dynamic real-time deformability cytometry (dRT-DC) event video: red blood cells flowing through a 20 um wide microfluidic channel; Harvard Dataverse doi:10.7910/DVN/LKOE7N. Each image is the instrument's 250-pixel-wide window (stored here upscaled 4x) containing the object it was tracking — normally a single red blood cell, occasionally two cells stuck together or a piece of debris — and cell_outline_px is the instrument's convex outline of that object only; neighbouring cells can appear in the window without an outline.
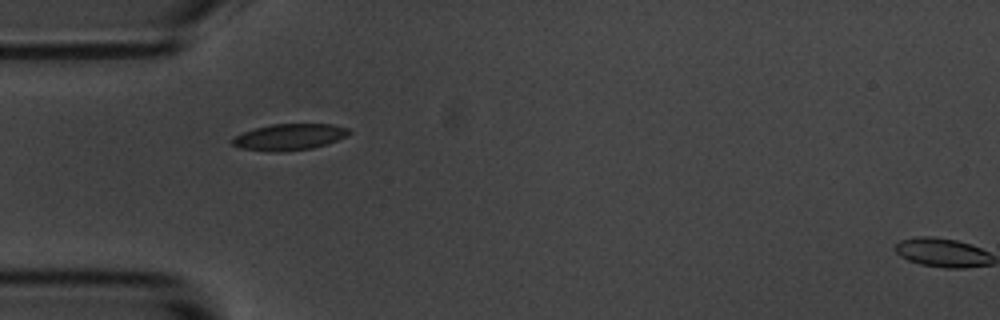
{"species": "common noctule bat (a hibernating species)", "species_latin": "Nyctalus noctula", "temperature_condition": "room temperature", "stored_images_in_passage": 4, "camera_frame_rate_fps": 3000, "um_per_image_px": 0.085, "animal": {"sex": "male", "body_mass_g": 20.1, "forearm_length_mm": 53.5}, "frame": {"image": 1, "passage_image": 3, "time_ms": 2.333, "image_size_px": [1000, 320], "cell_outline_px": [[352, 132], [328, 144], [312, 148], [280, 152], [272, 152], [240, 148], [232, 144], [232, 140], [236, 136], [244, 132], [256, 128], [272, 124], [332, 124], [348, 128]], "centroid_in_image_um": [24.6, 11.65], "position_along_channel_um": 60.4, "area_um2": 17.74}}